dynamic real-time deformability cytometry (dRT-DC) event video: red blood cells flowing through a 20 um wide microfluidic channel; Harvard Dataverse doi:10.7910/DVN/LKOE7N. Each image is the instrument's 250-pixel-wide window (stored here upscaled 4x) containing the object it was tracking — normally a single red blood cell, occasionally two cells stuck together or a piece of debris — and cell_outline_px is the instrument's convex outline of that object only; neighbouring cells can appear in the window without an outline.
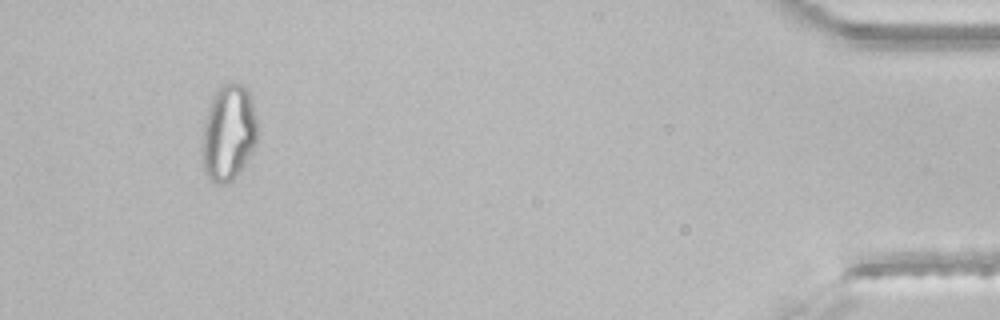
{"species": "common noctule bat (a hibernating species)", "species_latin": "Nyctalus noctula", "temperature_condition": "room temperature", "stored_images_in_passage": 34, "segment_of_instrument_passage": [2, 2], "camera_frame_rate_fps": 3000, "um_per_image_px": 0.085, "animal": {"sex": "male", "body_mass_g": 21.5, "forearm_length_mm": 52.0}, "frame": {"image": 1, "passage_image": 31, "time_ms": 10.0, "image_size_px": [1000, 320], "cell_outline_px": [[260, 132], [256, 144], [252, 152], [240, 172], [228, 184], [216, 184], [204, 172], [200, 152], [200, 148], [204, 120], [212, 96], [220, 84], [244, 84], [248, 88], [252, 100]], "centroid_in_image_um": [19.43, 11.3], "position_along_channel_um": 415.8, "area_um2": 32.02}}